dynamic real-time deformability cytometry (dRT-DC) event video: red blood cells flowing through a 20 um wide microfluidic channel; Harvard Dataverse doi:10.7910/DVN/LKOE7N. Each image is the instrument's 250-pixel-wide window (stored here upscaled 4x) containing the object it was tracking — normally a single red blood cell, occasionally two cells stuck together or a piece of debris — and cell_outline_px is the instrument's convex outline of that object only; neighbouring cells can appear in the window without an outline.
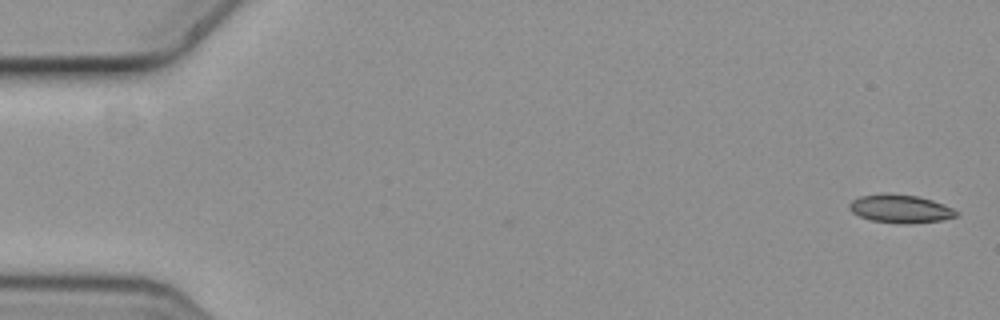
{"species": "common noctule bat (a hibernating species)", "species_latin": "Nyctalus noctula", "temperature_condition": "cold", "stored_images_in_passage": 7, "camera_frame_rate_fps": 3000, "um_per_image_px": 0.085, "animal": {"sex": "female", "body_mass_g": 19.3, "forearm_length_mm": 54.1}, "frame": {"image": 1, "passage_image": 1, "time_ms": 0.0, "image_size_px": [1000, 320], "cell_outline_px": [[960, 212], [956, 216], [944, 220], [908, 224], [904, 224], [872, 220], [860, 216], [852, 212], [848, 208], [848, 204], [852, 200], [860, 196], [888, 192], [916, 196], [932, 200], [944, 204]], "centroid_in_image_um": [76.54, 17.74], "position_along_channel_um": 8.5, "area_um2": 17.74}}
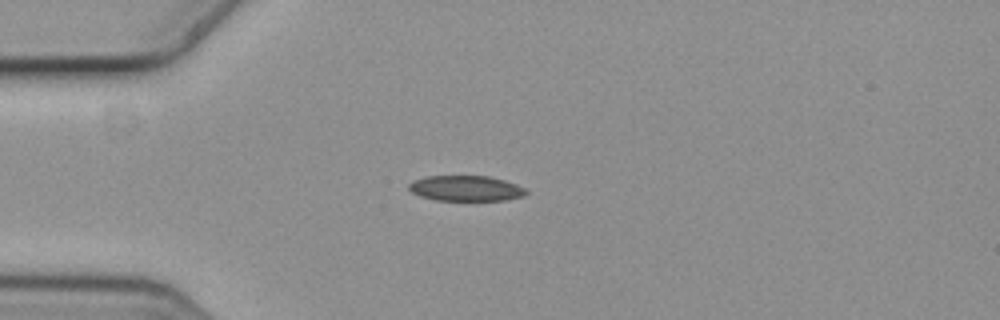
{"frame": {"image": 2, "passage_image": 5, "time_ms": 1.333, "image_size_px": [1000, 320], "cell_outline_px": [[528, 192], [524, 196], [508, 200], [436, 200], [420, 196], [412, 192], [408, 188], [408, 184], [416, 180], [428, 176], [488, 176], [504, 180], [516, 184], [524, 188]], "centroid_in_image_um": [39.62, 16.01], "position_along_channel_um": 45.4, "area_um2": 17.28}}
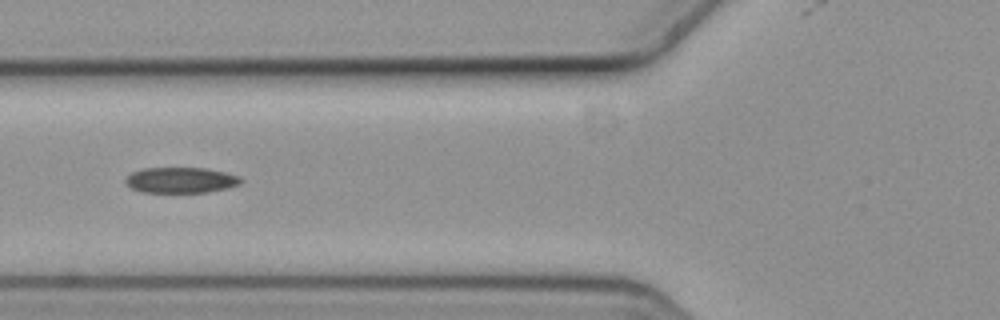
{"frame": {"image": 3, "passage_image": 7, "time_ms": 2.0, "image_size_px": [1000, 320], "cell_outline_px": [[244, 180], [240, 184], [228, 188], [208, 192], [144, 192], [132, 188], [124, 180], [132, 172], [144, 168], [204, 168], [224, 172], [240, 176]], "centroid_in_image_um": [15.42, 15.31], "position_along_channel_um": 110.4, "area_um2": 17.17}}